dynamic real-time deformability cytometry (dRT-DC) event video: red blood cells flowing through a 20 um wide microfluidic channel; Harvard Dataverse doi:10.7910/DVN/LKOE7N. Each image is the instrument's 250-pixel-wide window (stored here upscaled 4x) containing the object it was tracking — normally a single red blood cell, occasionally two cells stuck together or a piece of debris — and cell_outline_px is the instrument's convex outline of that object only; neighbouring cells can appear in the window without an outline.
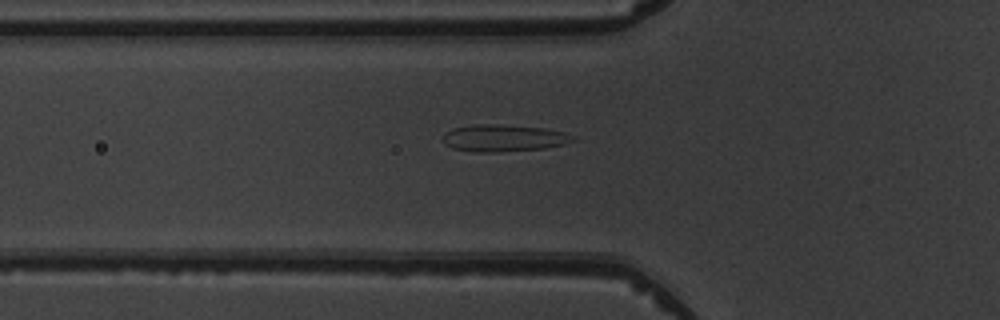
{"species": "common noctule bat (a hibernating species)", "species_latin": "Nyctalus noctula", "temperature_condition": "warm", "stored_images_in_passage": 4, "camera_frame_rate_fps": 3000, "um_per_image_px": 0.085, "animal": {"sex": "male", "body_mass_g": 19.5, "forearm_length_mm": 54.6}, "frame": {"image": 1, "passage_image": 4, "time_ms": 3.333, "image_size_px": [1000, 320], "cell_outline_px": [[576, 140], [564, 144], [544, 148], [496, 152], [472, 152], [452, 148], [444, 144], [444, 132], [452, 128], [476, 124], [500, 124], [544, 128], [564, 132], [572, 136]], "centroid_in_image_um": [42.77, 11.73], "position_along_channel_um": 83.0, "area_um2": 20.46}}